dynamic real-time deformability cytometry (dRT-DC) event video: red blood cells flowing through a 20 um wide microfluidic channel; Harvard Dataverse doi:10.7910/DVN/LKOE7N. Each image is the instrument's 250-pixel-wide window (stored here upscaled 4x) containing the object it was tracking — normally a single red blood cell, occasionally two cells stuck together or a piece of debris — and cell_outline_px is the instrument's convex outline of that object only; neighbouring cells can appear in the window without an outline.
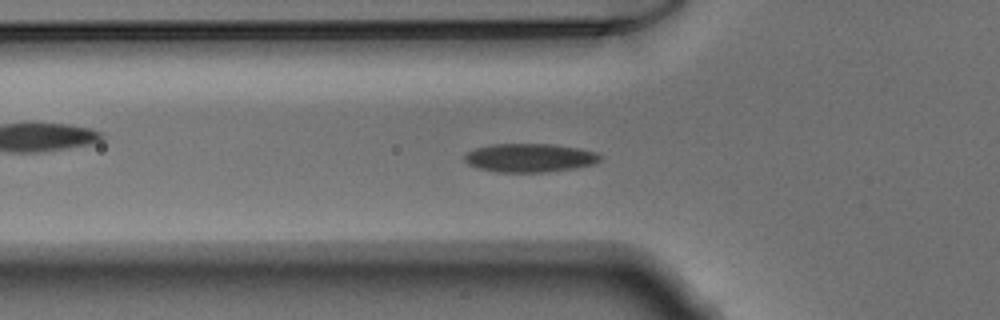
{"species": "Egyptian fruit bat (a non-hibernating species)", "species_latin": "Rousettus aegyptiacus", "temperature_condition": "warm", "stored_images_in_passage": 25, "camera_frame_rate_fps": 3000, "um_per_image_px": 0.085, "animal": {"sex": "male"}, "frame": {"image": 1, "passage_image": 17, "time_ms": 5.333, "image_size_px": [1000, 320], "cell_outline_px": [[600, 160], [596, 164], [576, 168], [544, 172], [496, 172], [476, 168], [468, 164], [464, 160], [464, 156], [468, 152], [476, 148], [492, 144], [552, 144], [580, 148], [596, 152], [600, 156]], "centroid_in_image_um": [45.03, 13.42], "position_along_channel_um": 80.8, "area_um2": 22.72}}
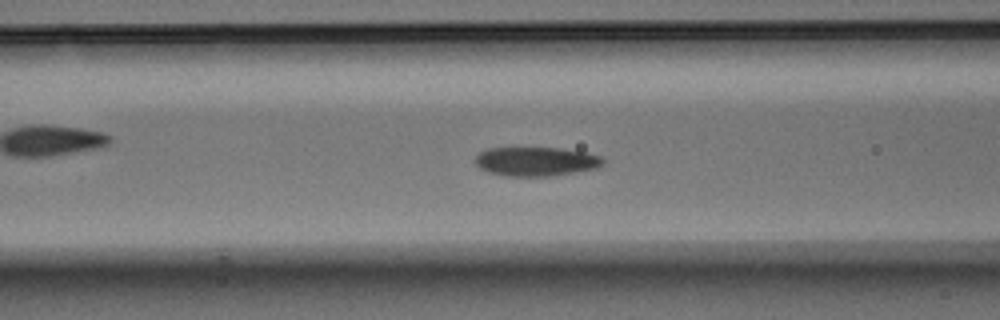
{"frame": {"image": 2, "passage_image": 20, "time_ms": 6.333, "image_size_px": [1000, 320], "cell_outline_px": [[604, 164], [596, 168], [552, 176], [508, 176], [488, 172], [480, 168], [476, 164], [476, 156], [480, 152], [488, 148], [560, 148], [584, 152], [600, 156], [604, 160]], "centroid_in_image_um": [45.56, 13.72], "position_along_channel_um": 121.0, "area_um2": 21.5}}
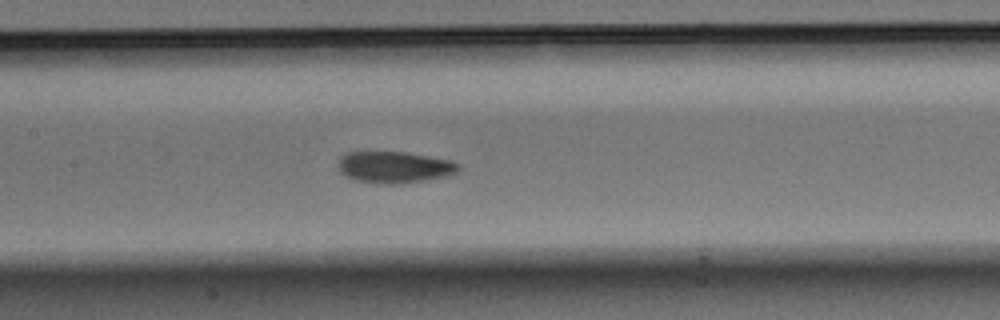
{"frame": {"image": 3, "passage_image": 24, "time_ms": 7.667, "image_size_px": [1000, 320], "cell_outline_px": [[460, 172], [448, 176], [400, 184], [380, 184], [352, 180], [344, 176], [340, 172], [336, 164], [340, 156], [344, 152], [404, 152], [452, 160], [460, 164]], "centroid_in_image_um": [33.5, 14.22], "position_along_channel_um": 173.9, "area_um2": 22.66}}